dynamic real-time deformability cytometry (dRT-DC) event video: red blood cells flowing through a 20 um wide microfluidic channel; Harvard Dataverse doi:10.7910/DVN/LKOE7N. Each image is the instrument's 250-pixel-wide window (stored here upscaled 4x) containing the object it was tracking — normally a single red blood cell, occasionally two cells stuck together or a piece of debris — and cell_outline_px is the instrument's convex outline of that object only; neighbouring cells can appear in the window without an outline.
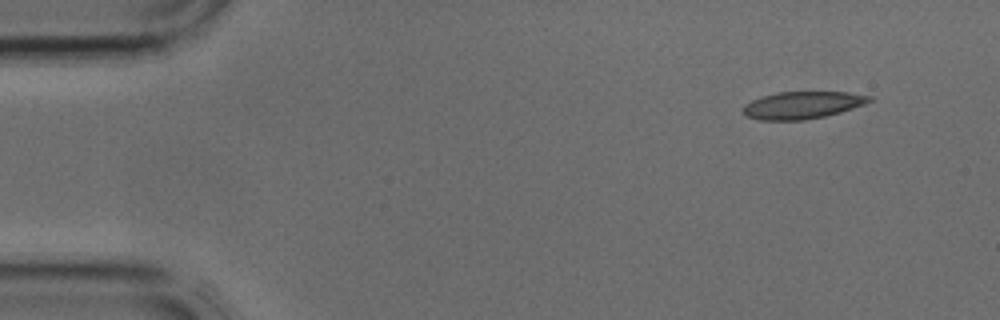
{"species": "common noctule bat (a hibernating species)", "species_latin": "Nyctalus noctula", "temperature_condition": "cold", "stored_images_in_passage": 3, "camera_frame_rate_fps": 3000, "um_per_image_px": 0.085, "animal": {"sex": "male", "body_mass_g": 17.9, "forearm_length_mm": 54.2}, "frame": {"image": 1, "passage_image": 1, "time_ms": 0.0, "image_size_px": [1000, 320], "cell_outline_px": [[872, 100], [864, 104], [840, 112], [824, 116], [804, 120], [760, 120], [744, 116], [740, 108], [744, 104], [752, 100], [776, 92], [848, 92], [872, 96]], "centroid_in_image_um": [68.15, 8.94], "position_along_channel_um": 16.9, "area_um2": 20.11}}
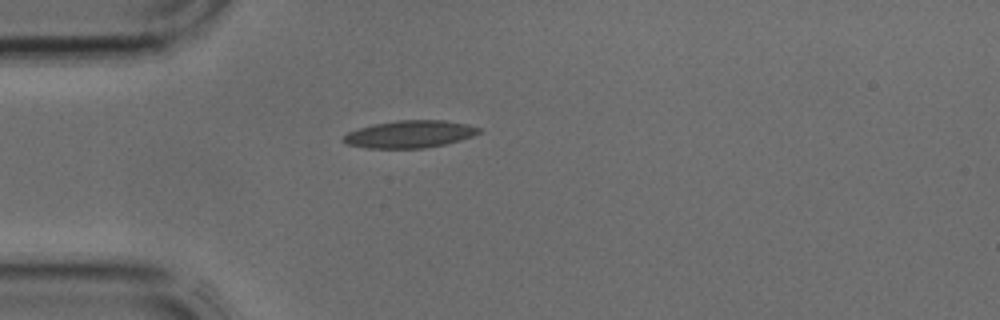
{"frame": {"image": 2, "passage_image": 3, "time_ms": 0.667, "image_size_px": [1000, 320], "cell_outline_px": [[480, 132], [472, 136], [460, 140], [444, 144], [424, 148], [368, 148], [344, 144], [344, 136], [348, 132], [372, 124], [396, 120], [444, 120], [468, 124], [480, 128]], "centroid_in_image_um": [34.82, 11.4], "position_along_channel_um": 50.2, "area_um2": 21.5}}